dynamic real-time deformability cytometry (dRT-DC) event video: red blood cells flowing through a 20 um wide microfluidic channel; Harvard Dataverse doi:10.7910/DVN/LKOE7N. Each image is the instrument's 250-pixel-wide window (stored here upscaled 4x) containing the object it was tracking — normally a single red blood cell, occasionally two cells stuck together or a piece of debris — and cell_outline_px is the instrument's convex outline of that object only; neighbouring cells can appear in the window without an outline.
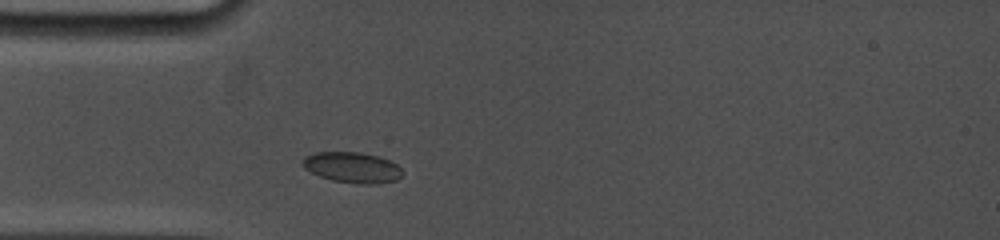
{"species": "common noctule bat (a hibernating species)", "species_latin": "Nyctalus noctula", "temperature_condition": "cold", "stored_images_in_passage": 9, "camera_frame_rate_fps": 5000, "um_per_image_px": 0.085, "animal": {"sex": "female", "body_mass_g": 19.0, "forearm_length_mm": 53.3}, "frame": {"image": 1, "passage_image": 2, "time_ms": 0.8, "image_size_px": [1000, 240], "cell_outline_px": [[404, 172], [396, 180], [376, 184], [360, 184], [332, 180], [320, 176], [304, 168], [300, 164], [308, 156], [316, 152], [360, 152], [376, 156], [388, 160], [396, 164]], "centroid_in_image_um": [29.95, 14.24], "position_along_channel_um": 55.0, "area_um2": 17.63}}
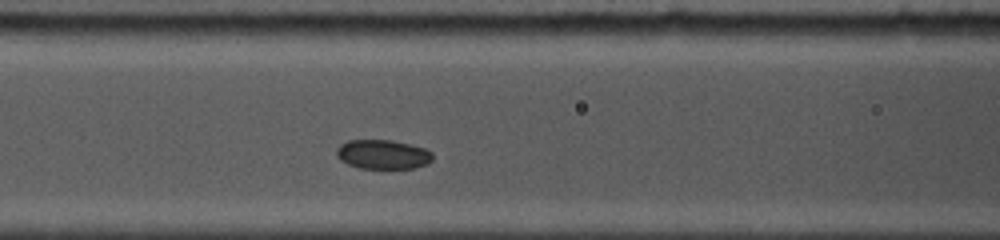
{"frame": {"image": 2, "passage_image": 5, "time_ms": 3.0, "image_size_px": [1000, 240], "cell_outline_px": [[432, 160], [428, 164], [416, 168], [360, 168], [348, 164], [340, 160], [336, 156], [336, 148], [340, 144], [348, 140], [392, 140], [424, 148], [432, 152]], "centroid_in_image_um": [32.53, 13.12], "position_along_channel_um": 134.1, "area_um2": 16.47}}
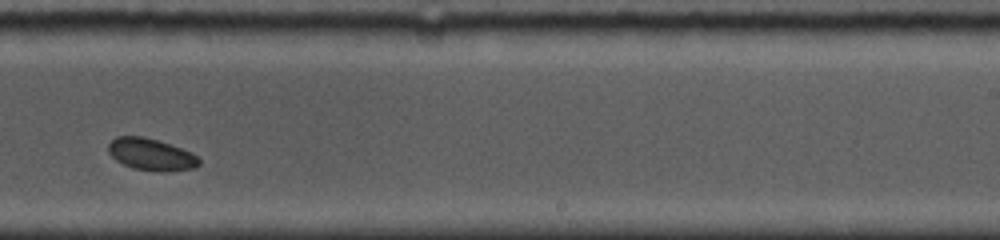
{"frame": {"image": 3, "passage_image": 9, "time_ms": 6.8, "image_size_px": [1000, 240], "cell_outline_px": [[200, 164], [196, 168], [164, 172], [160, 172], [132, 168], [116, 160], [108, 152], [108, 144], [116, 136], [144, 136], [192, 152], [200, 160]], "centroid_in_image_um": [12.84, 13.14], "position_along_channel_um": 276.2, "area_um2": 16.88}}